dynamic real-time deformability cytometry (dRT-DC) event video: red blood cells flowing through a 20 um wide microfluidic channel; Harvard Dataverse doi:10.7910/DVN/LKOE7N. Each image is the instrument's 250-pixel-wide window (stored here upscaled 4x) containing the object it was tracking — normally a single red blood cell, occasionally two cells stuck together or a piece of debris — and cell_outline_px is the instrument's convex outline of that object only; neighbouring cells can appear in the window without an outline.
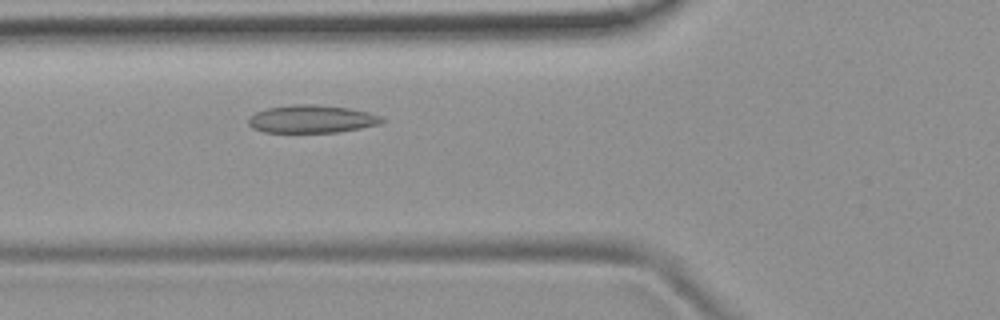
{"species": "common noctule bat (a hibernating species)", "species_latin": "Nyctalus noctula", "temperature_condition": "room temperature", "stored_images_in_passage": 46, "camera_frame_rate_fps": 3000, "um_per_image_px": 0.085, "animal": {"sex": "female", "body_mass_g": 19.9}, "frame": {"image": 1, "passage_image": 13, "time_ms": 4.0, "image_size_px": [1000, 320], "cell_outline_px": [[384, 120], [380, 124], [360, 128], [336, 132], [264, 132], [252, 128], [248, 124], [248, 116], [256, 112], [268, 108], [292, 104], [312, 104], [352, 108], [368, 112], [380, 116]], "centroid_in_image_um": [26.47, 10.11], "position_along_channel_um": 99.3, "area_um2": 21.68}}
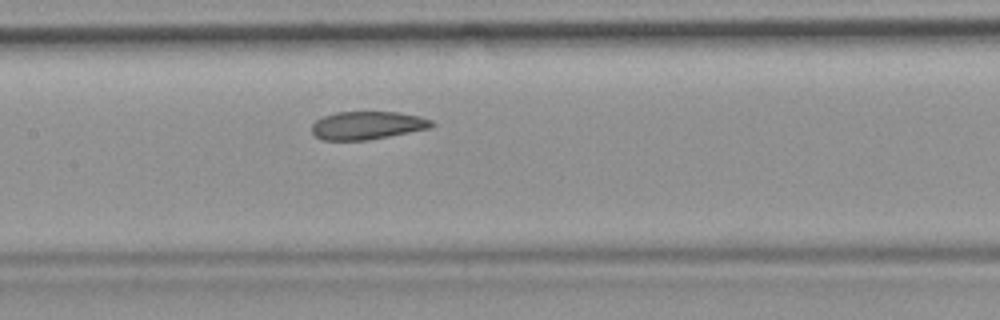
{"frame": {"image": 2, "passage_image": 19, "time_ms": 6.0, "image_size_px": [1000, 320], "cell_outline_px": [[436, 124], [432, 128], [368, 140], [324, 140], [316, 136], [312, 132], [312, 124], [316, 120], [324, 116], [336, 112], [396, 112], [420, 116], [432, 120]], "centroid_in_image_um": [31.26, 10.65], "position_along_channel_um": 176.1, "area_um2": 19.65}}
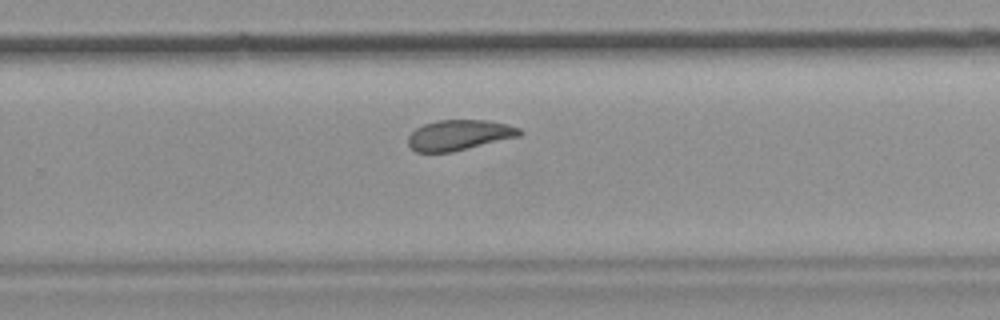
{"frame": {"image": 3, "passage_image": 28, "time_ms": 9.0, "image_size_px": [1000, 320], "cell_outline_px": [[524, 132], [520, 136], [452, 152], [416, 152], [408, 144], [408, 136], [416, 128], [424, 124], [436, 120], [488, 120], [508, 124], [520, 128]], "centroid_in_image_um": [39.05, 11.47], "position_along_channel_um": 290.8, "area_um2": 19.83}, "authors_computed_cell_mechanics": {"area_um2": 20.9525, "velocity_mm_per_s": 3.8395, "shape_relaxation_time_tau1_ms": null, "shape_relaxation_time_tau2_ms": 2.2847, "deformation_change_tau1": null, "deformation_change_tau2": 0.0844}}